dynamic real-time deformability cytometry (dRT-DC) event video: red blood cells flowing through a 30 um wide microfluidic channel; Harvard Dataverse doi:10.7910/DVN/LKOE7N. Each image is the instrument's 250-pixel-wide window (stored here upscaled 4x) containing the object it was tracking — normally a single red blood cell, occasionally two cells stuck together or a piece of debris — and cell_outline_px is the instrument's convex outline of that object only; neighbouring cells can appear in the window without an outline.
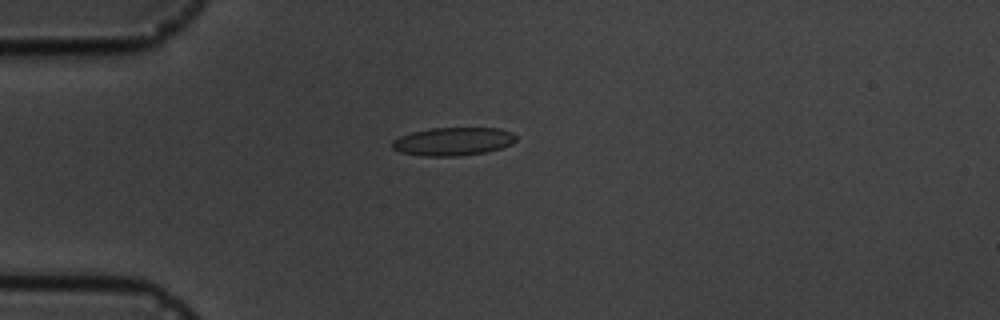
{"species": "common noctule bat (a hibernating species)", "species_latin": "Nyctalus noctula", "temperature_condition": "cold", "stored_images_in_passage": 17, "camera_frame_rate_fps": 3000, "um_per_image_px": 0.085, "animal": {"sex": "male", "body_mass_g": 19.5, "forearm_length_mm": 54.6}, "frame": {"image": 1, "passage_image": 5, "time_ms": 4.667, "image_size_px": [1000, 320], "cell_outline_px": [[516, 140], [512, 144], [500, 148], [484, 152], [460, 156], [424, 156], [400, 152], [392, 148], [392, 140], [400, 136], [412, 132], [432, 128], [500, 128], [512, 132], [516, 136]], "centroid_in_image_um": [38.51, 12.02], "position_along_channel_um": 46.5, "area_um2": 20.35}}
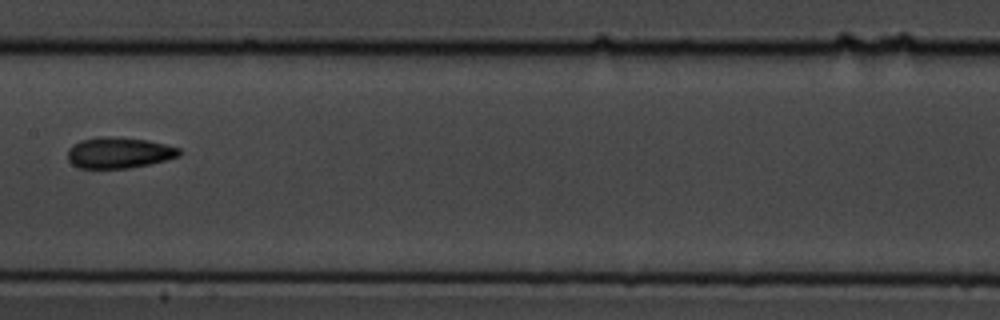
{"frame": {"image": 2, "passage_image": 9, "time_ms": 9.333, "image_size_px": [1000, 320], "cell_outline_px": [[180, 156], [148, 164], [128, 168], [80, 168], [72, 164], [68, 160], [68, 148], [72, 144], [80, 140], [100, 136], [108, 136], [148, 140], [180, 148]], "centroid_in_image_um": [10.07, 12.97], "position_along_channel_um": 197.3, "area_um2": 20.11}}
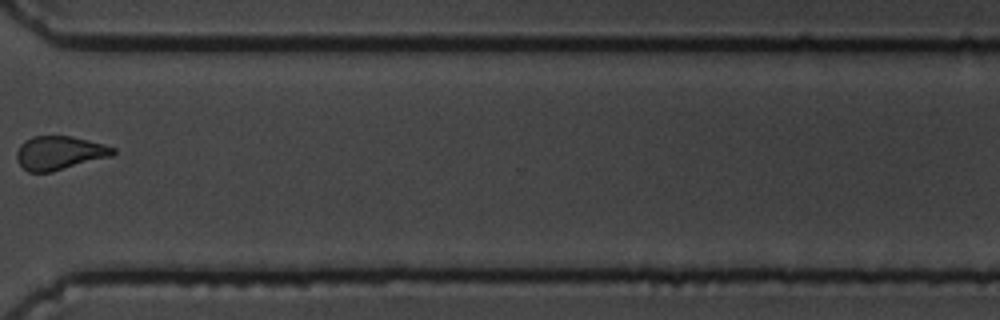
{"frame": {"image": 3, "passage_image": 13, "time_ms": 14.0, "image_size_px": [1000, 320], "cell_outline_px": [[116, 152], [112, 156], [52, 172], [28, 172], [16, 160], [16, 152], [20, 144], [24, 140], [32, 136], [72, 136], [104, 144], [116, 148]], "centroid_in_image_um": [5.05, 12.99], "position_along_channel_um": 365.6, "area_um2": 19.07}, "authors_computed_cell_mechanics": {"area_um2": 19.4208, "velocity_mm_per_s": 3.5987, "shape_relaxation_time_tau1_ms": 5.6547, "shape_relaxation_time_tau2_ms": 4.289, "deformation_change_tau1": 0.1154, "deformation_change_tau2": 0.0991}}